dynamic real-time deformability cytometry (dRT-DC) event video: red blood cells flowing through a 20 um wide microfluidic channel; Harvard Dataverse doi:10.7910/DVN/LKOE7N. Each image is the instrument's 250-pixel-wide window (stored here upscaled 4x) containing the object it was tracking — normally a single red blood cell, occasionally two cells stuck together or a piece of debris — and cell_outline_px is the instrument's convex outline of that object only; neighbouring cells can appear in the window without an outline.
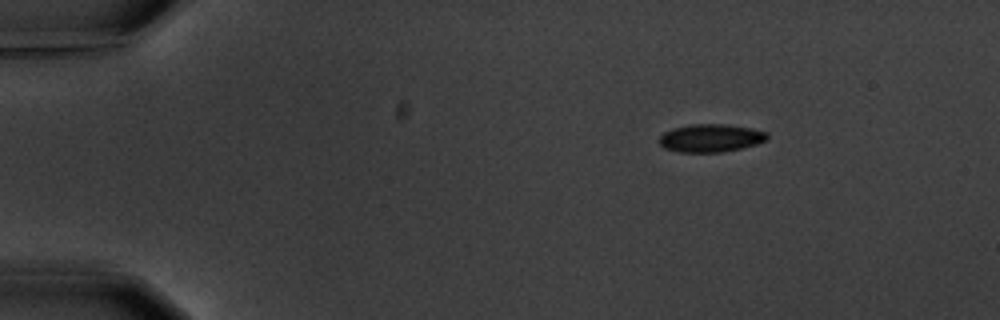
{"species": "common noctule bat (a hibernating species)", "species_latin": "Nyctalus noctula", "temperature_condition": "warm", "stored_images_in_passage": 7, "camera_frame_rate_fps": 3000, "um_per_image_px": 0.085, "animal": {"sex": "male", "body_mass_g": 20.1, "forearm_length_mm": 53.5}, "frame": {"image": 1, "passage_image": 1, "time_ms": 0.0, "image_size_px": [1000, 320], "cell_outline_px": [[768, 140], [756, 144], [724, 152], [680, 152], [664, 148], [656, 140], [664, 132], [672, 128], [692, 124], [724, 124], [752, 128], [768, 132]], "centroid_in_image_um": [60.4, 11.73], "position_along_channel_um": 24.6, "area_um2": 17.74}}
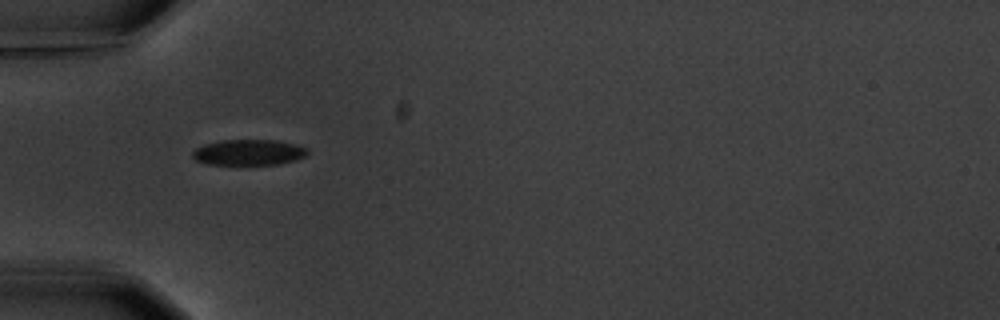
{"frame": {"image": 2, "passage_image": 4, "time_ms": 3.333, "image_size_px": [1000, 320], "cell_outline_px": [[308, 152], [304, 156], [296, 160], [280, 164], [208, 164], [196, 160], [192, 156], [192, 152], [196, 148], [204, 144], [224, 140], [276, 140], [308, 148]], "centroid_in_image_um": [21.13, 12.95], "position_along_channel_um": 63.9, "area_um2": 17.05}}
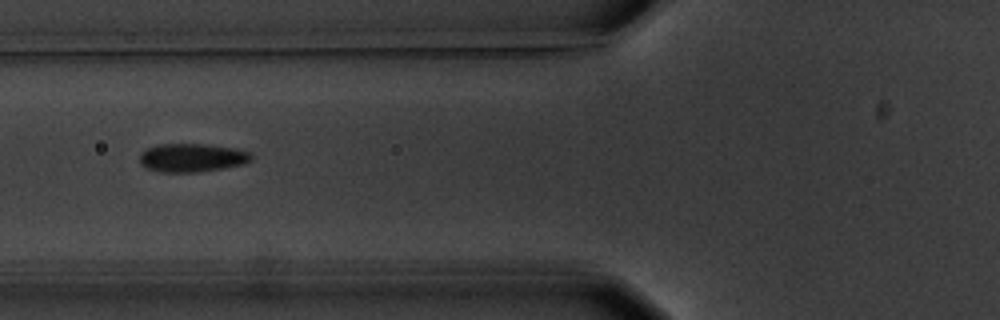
{"frame": {"image": 3, "passage_image": 5, "time_ms": 4.667, "image_size_px": [1000, 320], "cell_outline_px": [[252, 160], [244, 164], [224, 168], [200, 172], [160, 172], [144, 168], [140, 164], [140, 152], [148, 148], [160, 144], [204, 144], [232, 148], [252, 152]], "centroid_in_image_um": [16.31, 13.42], "position_along_channel_um": 109.5, "area_um2": 18.67}}